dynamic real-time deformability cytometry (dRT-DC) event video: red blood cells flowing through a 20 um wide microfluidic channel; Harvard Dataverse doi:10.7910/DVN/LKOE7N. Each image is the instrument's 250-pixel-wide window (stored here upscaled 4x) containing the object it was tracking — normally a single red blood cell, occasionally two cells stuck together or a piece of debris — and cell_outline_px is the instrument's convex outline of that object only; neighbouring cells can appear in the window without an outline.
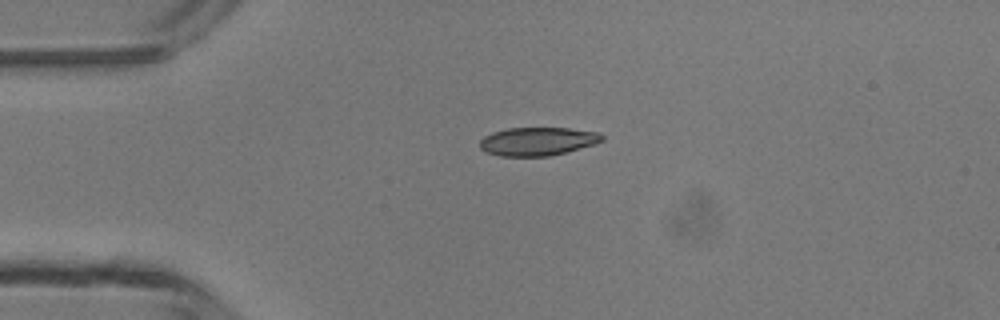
{"species": "common noctule bat (a hibernating species)", "species_latin": "Nyctalus noctula", "temperature_condition": "room temperature", "stored_images_in_passage": 2, "camera_frame_rate_fps": 3000, "um_per_image_px": 0.085, "animal": {"sex": "male", "body_mass_g": 13.3}, "frame": {"image": 1, "passage_image": 1, "time_ms": 0.0, "image_size_px": [1000, 320], "cell_outline_px": [[604, 140], [596, 144], [548, 156], [500, 156], [484, 152], [480, 148], [480, 140], [484, 136], [492, 132], [508, 128], [568, 128], [600, 132], [604, 136]], "centroid_in_image_um": [45.7, 12.01], "position_along_channel_um": 39.3, "area_um2": 20.29}}